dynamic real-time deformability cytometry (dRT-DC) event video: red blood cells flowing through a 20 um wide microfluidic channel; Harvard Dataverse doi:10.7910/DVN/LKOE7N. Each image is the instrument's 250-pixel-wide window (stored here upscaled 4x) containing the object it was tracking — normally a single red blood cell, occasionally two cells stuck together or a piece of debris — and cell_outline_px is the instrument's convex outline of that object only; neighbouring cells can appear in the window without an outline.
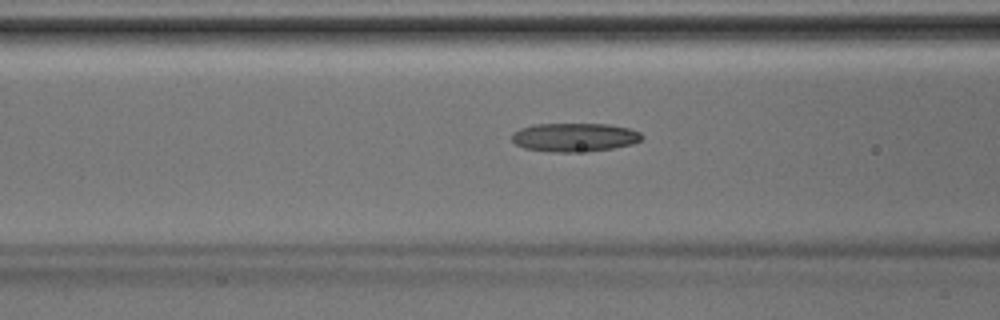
{"species": "Egyptian fruit bat (a non-hibernating species)", "species_latin": "Rousettus aegyptiacus", "temperature_condition": "room temperature", "stored_images_in_passage": 39, "camera_frame_rate_fps": 3000, "um_per_image_px": 0.085, "animal": {"sex": "male"}, "frame": {"image": 1, "passage_image": 17, "time_ms": 5.333, "image_size_px": [1000, 320], "cell_outline_px": [[644, 136], [640, 140], [632, 144], [612, 148], [572, 152], [552, 152], [524, 148], [516, 144], [512, 140], [512, 132], [520, 128], [536, 124], [608, 124], [628, 128], [640, 132]], "centroid_in_image_um": [48.81, 11.66], "position_along_channel_um": 117.8, "area_um2": 21.56}}
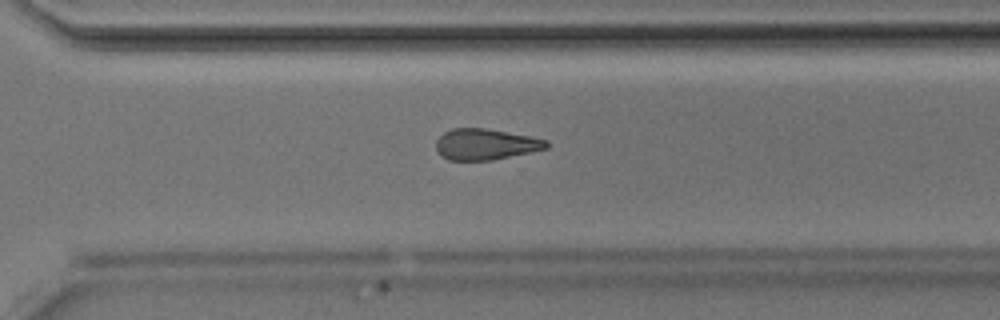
{"frame": {"image": 2, "passage_image": 30, "time_ms": 9.667, "image_size_px": [1000, 320], "cell_outline_px": [[548, 148], [492, 160], [448, 160], [440, 156], [436, 148], [436, 140], [444, 132], [452, 128], [484, 128], [532, 136], [548, 140]], "centroid_in_image_um": [41.26, 12.26], "position_along_channel_um": 329.3, "area_um2": 20.0}}
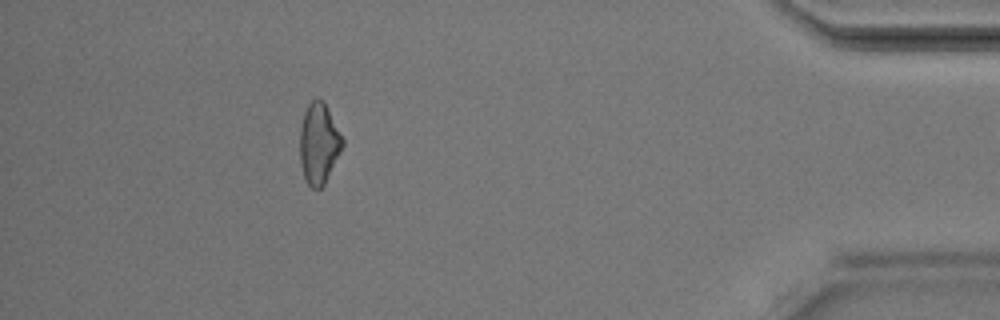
{"frame": {"image": 3, "passage_image": 38, "time_ms": 12.333, "image_size_px": [1000, 320], "cell_outline_px": [[344, 144], [324, 184], [320, 188], [312, 188], [308, 184], [304, 176], [300, 160], [300, 128], [304, 112], [308, 104], [316, 96], [324, 100], [344, 140]], "centroid_in_image_um": [27.1, 12.14], "position_along_channel_um": 408.1, "area_um2": 20.0}}